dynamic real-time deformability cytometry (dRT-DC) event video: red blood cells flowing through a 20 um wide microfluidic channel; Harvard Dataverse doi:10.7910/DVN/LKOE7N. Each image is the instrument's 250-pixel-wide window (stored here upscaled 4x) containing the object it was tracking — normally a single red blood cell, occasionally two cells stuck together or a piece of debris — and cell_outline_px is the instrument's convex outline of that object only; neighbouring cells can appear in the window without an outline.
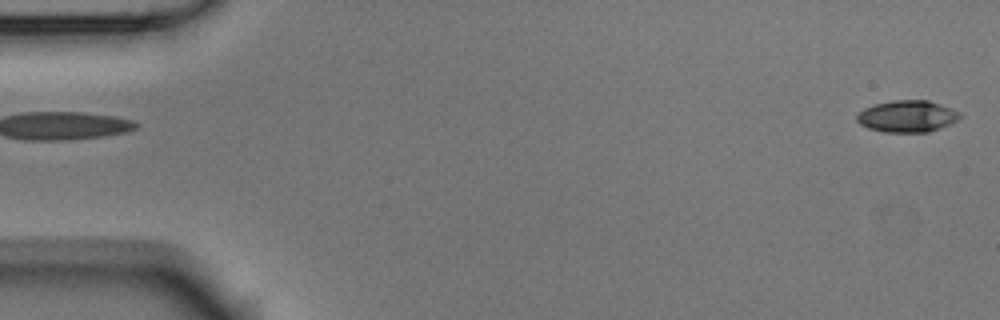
{"species": "Egyptian fruit bat (a non-hibernating species)", "species_latin": "Rousettus aegyptiacus", "temperature_condition": "room temperature", "stored_images_in_passage": 2, "segment_of_instrument_passage": [2, 2], "camera_frame_rate_fps": 3000, "um_per_image_px": 0.085, "animal": {"sex": "male"}, "frame": {"image": 1, "passage_image": 2, "time_ms": 0.333, "image_size_px": [1000, 320], "cell_outline_px": [[960, 116], [956, 120], [940, 128], [928, 132], [884, 132], [868, 128], [860, 124], [856, 120], [856, 116], [864, 108], [876, 104], [892, 100], [928, 100], [940, 104], [960, 112]], "centroid_in_image_um": [77.09, 9.88], "position_along_channel_um": 7.9, "area_um2": 18.9}}